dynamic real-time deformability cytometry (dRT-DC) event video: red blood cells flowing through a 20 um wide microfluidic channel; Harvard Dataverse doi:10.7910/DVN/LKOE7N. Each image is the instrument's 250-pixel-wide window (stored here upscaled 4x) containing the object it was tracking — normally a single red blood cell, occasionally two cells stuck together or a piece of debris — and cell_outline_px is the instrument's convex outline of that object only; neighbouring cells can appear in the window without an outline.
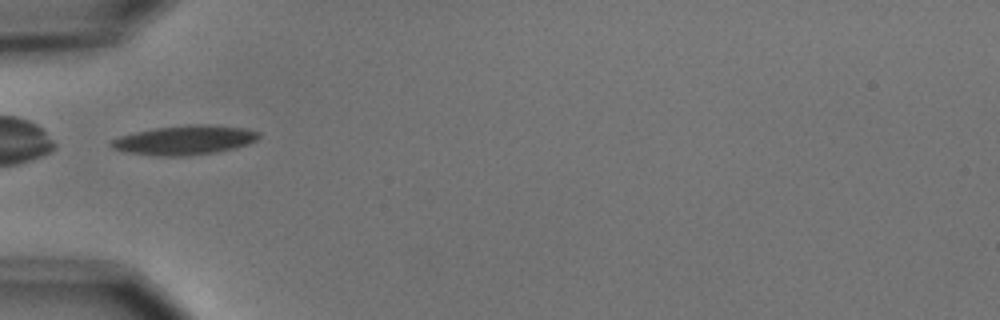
{"species": "common noctule bat (a hibernating species)", "species_latin": "Nyctalus noctula", "temperature_condition": "cold", "stored_images_in_passage": 11, "camera_frame_rate_fps": 3000, "um_per_image_px": 0.085, "animal": {"sex": "male", "body_mass_g": 15.6}, "frame": {"image": 1, "passage_image": 5, "time_ms": 5.667, "image_size_px": [1000, 320], "cell_outline_px": [[260, 136], [256, 140], [248, 144], [236, 148], [216, 152], [188, 156], [156, 156], [128, 152], [112, 148], [108, 144], [112, 140], [120, 136], [136, 132], [156, 128], [188, 124], [208, 124], [244, 128], [260, 132]], "centroid_in_image_um": [15.72, 11.91], "position_along_channel_um": 69.3, "area_um2": 25.26}}
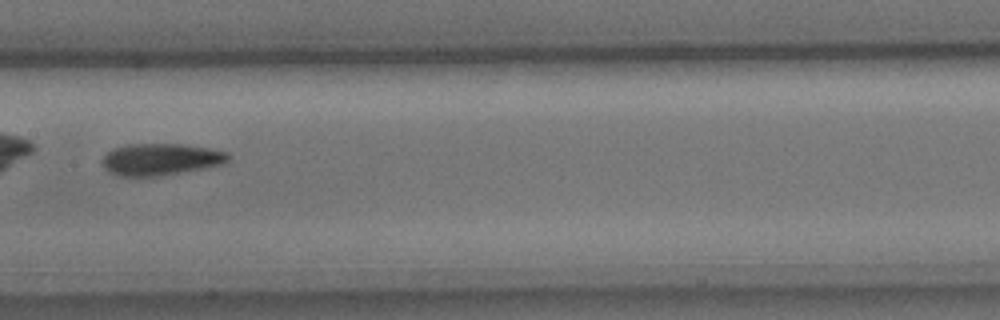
{"frame": {"image": 2, "passage_image": 8, "time_ms": 9.0, "image_size_px": [1000, 320], "cell_outline_px": [[228, 160], [220, 164], [208, 168], [156, 176], [120, 176], [108, 172], [104, 168], [100, 160], [112, 148], [132, 144], [180, 144], [208, 148], [228, 152]], "centroid_in_image_um": [13.61, 13.55], "position_along_channel_um": 193.8, "area_um2": 23.29}}
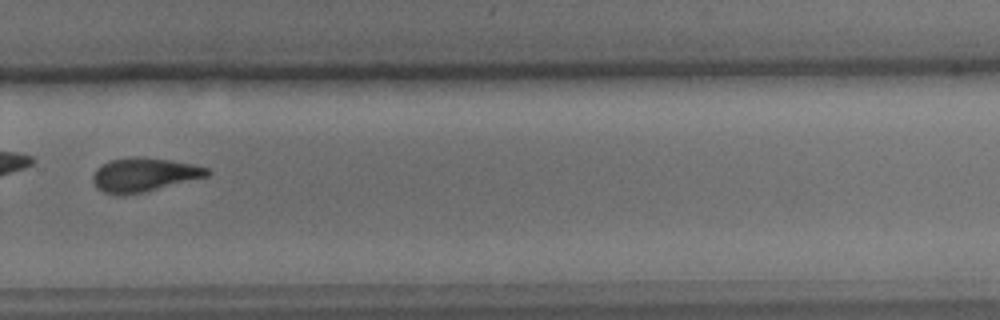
{"frame": {"image": 3, "passage_image": 11, "time_ms": 12.333, "image_size_px": [1000, 320], "cell_outline_px": [[212, 172], [208, 176], [144, 192], [124, 196], [120, 196], [104, 192], [96, 188], [92, 180], [92, 176], [96, 168], [108, 160], [128, 156], [136, 156], [168, 160], [192, 164], [208, 168]], "centroid_in_image_um": [12.19, 14.85], "position_along_channel_um": 317.6, "area_um2": 22.77}}